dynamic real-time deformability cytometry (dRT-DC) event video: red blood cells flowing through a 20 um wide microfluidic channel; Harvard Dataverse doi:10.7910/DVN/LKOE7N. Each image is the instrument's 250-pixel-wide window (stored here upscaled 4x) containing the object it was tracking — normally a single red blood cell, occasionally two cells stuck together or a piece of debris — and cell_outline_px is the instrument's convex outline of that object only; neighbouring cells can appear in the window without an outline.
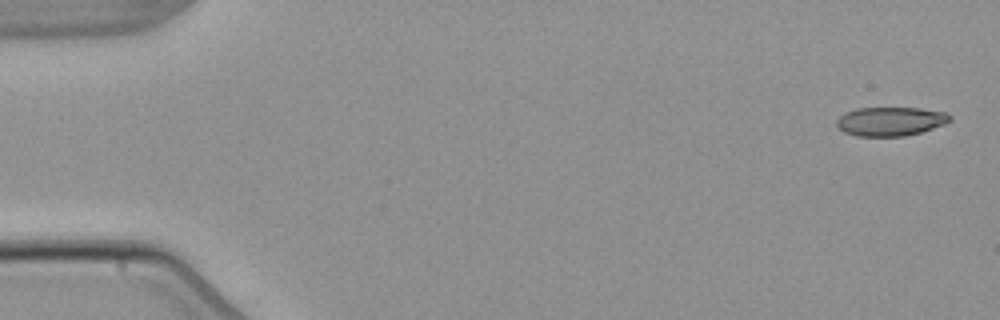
{"species": "common noctule bat (a hibernating species)", "species_latin": "Nyctalus noctula", "temperature_condition": "warm", "stored_images_in_passage": 6, "camera_frame_rate_fps": 3000, "um_per_image_px": 0.085, "animal": {"sex": "male", "body_mass_g": 21.5, "forearm_length_mm": 52.0}, "frame": {"image": 1, "passage_image": 1, "time_ms": 0.0, "image_size_px": [1000, 320], "cell_outline_px": [[952, 120], [944, 124], [920, 132], [904, 136], [856, 136], [844, 132], [836, 124], [836, 120], [844, 112], [856, 108], [920, 108], [944, 112], [952, 116]], "centroid_in_image_um": [75.67, 10.31], "position_along_channel_um": 9.3, "area_um2": 19.07}}
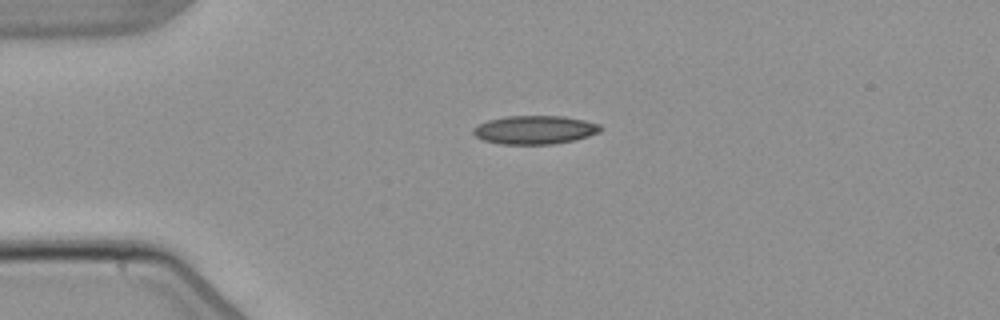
{"frame": {"image": 2, "passage_image": 4, "time_ms": 3.667, "image_size_px": [1000, 320], "cell_outline_px": [[604, 128], [600, 132], [588, 136], [572, 140], [552, 144], [500, 144], [484, 140], [476, 136], [472, 132], [472, 128], [488, 120], [508, 116], [564, 116], [584, 120], [600, 124]], "centroid_in_image_um": [45.48, 11.03], "position_along_channel_um": 39.5, "area_um2": 21.1}}
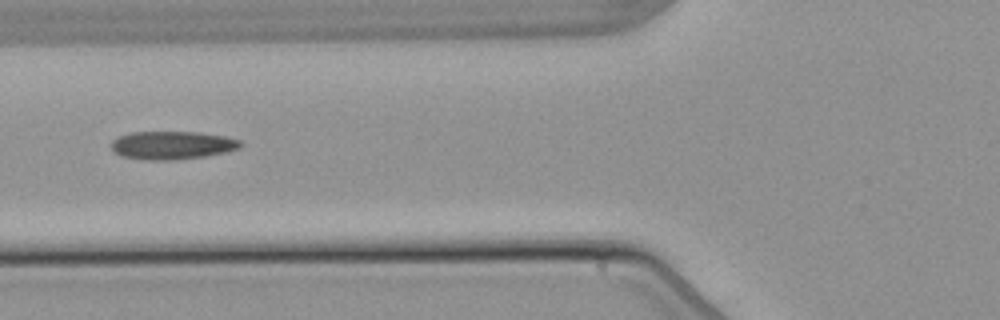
{"frame": {"image": 3, "passage_image": 6, "time_ms": 6.333, "image_size_px": [1000, 320], "cell_outline_px": [[244, 144], [240, 148], [224, 152], [204, 156], [172, 160], [148, 160], [124, 156], [116, 152], [112, 148], [112, 140], [120, 136], [132, 132], [200, 132], [224, 136], [240, 140]], "centroid_in_image_um": [14.68, 12.33], "position_along_channel_um": 111.1, "area_um2": 20.98}}